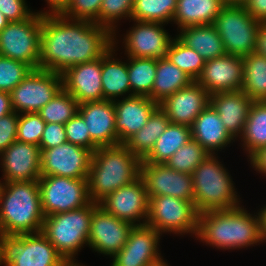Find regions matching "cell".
I'll list each match as a JSON object with an SVG mask.
<instances>
[{
  "label": "cell",
  "mask_w": 266,
  "mask_h": 266,
  "mask_svg": "<svg viewBox=\"0 0 266 266\" xmlns=\"http://www.w3.org/2000/svg\"><path fill=\"white\" fill-rule=\"evenodd\" d=\"M252 103L253 100L242 90L210 95V105L233 138L242 135Z\"/></svg>",
  "instance_id": "d4e9b609"
},
{
  "label": "cell",
  "mask_w": 266,
  "mask_h": 266,
  "mask_svg": "<svg viewBox=\"0 0 266 266\" xmlns=\"http://www.w3.org/2000/svg\"><path fill=\"white\" fill-rule=\"evenodd\" d=\"M102 57L68 68L63 72V88L79 104L102 101Z\"/></svg>",
  "instance_id": "7402d4cb"
},
{
  "label": "cell",
  "mask_w": 266,
  "mask_h": 266,
  "mask_svg": "<svg viewBox=\"0 0 266 266\" xmlns=\"http://www.w3.org/2000/svg\"><path fill=\"white\" fill-rule=\"evenodd\" d=\"M112 34L115 33L91 21L44 12L39 69L62 74L72 66L100 58L114 46Z\"/></svg>",
  "instance_id": "6da1fadb"
},
{
  "label": "cell",
  "mask_w": 266,
  "mask_h": 266,
  "mask_svg": "<svg viewBox=\"0 0 266 266\" xmlns=\"http://www.w3.org/2000/svg\"><path fill=\"white\" fill-rule=\"evenodd\" d=\"M224 5L223 0H177L173 20L180 29L212 25Z\"/></svg>",
  "instance_id": "83f0119b"
},
{
  "label": "cell",
  "mask_w": 266,
  "mask_h": 266,
  "mask_svg": "<svg viewBox=\"0 0 266 266\" xmlns=\"http://www.w3.org/2000/svg\"><path fill=\"white\" fill-rule=\"evenodd\" d=\"M102 1L103 0H71L70 4L61 15L71 20H87L99 25V12Z\"/></svg>",
  "instance_id": "7bdbcfd3"
},
{
  "label": "cell",
  "mask_w": 266,
  "mask_h": 266,
  "mask_svg": "<svg viewBox=\"0 0 266 266\" xmlns=\"http://www.w3.org/2000/svg\"><path fill=\"white\" fill-rule=\"evenodd\" d=\"M42 13L21 22H10L0 32V55L39 69Z\"/></svg>",
  "instance_id": "9c48e42d"
},
{
  "label": "cell",
  "mask_w": 266,
  "mask_h": 266,
  "mask_svg": "<svg viewBox=\"0 0 266 266\" xmlns=\"http://www.w3.org/2000/svg\"><path fill=\"white\" fill-rule=\"evenodd\" d=\"M18 113L11 112L0 118V154L17 140Z\"/></svg>",
  "instance_id": "f6af8a7d"
},
{
  "label": "cell",
  "mask_w": 266,
  "mask_h": 266,
  "mask_svg": "<svg viewBox=\"0 0 266 266\" xmlns=\"http://www.w3.org/2000/svg\"><path fill=\"white\" fill-rule=\"evenodd\" d=\"M160 266H168L166 263H163L162 265H160Z\"/></svg>",
  "instance_id": "91938a15"
},
{
  "label": "cell",
  "mask_w": 266,
  "mask_h": 266,
  "mask_svg": "<svg viewBox=\"0 0 266 266\" xmlns=\"http://www.w3.org/2000/svg\"><path fill=\"white\" fill-rule=\"evenodd\" d=\"M135 22L137 25L129 31L125 38L128 57L166 58L167 50L173 39L162 28V23Z\"/></svg>",
  "instance_id": "44dd1931"
},
{
  "label": "cell",
  "mask_w": 266,
  "mask_h": 266,
  "mask_svg": "<svg viewBox=\"0 0 266 266\" xmlns=\"http://www.w3.org/2000/svg\"><path fill=\"white\" fill-rule=\"evenodd\" d=\"M241 136L250 159L266 147V101H253Z\"/></svg>",
  "instance_id": "836d02e7"
},
{
  "label": "cell",
  "mask_w": 266,
  "mask_h": 266,
  "mask_svg": "<svg viewBox=\"0 0 266 266\" xmlns=\"http://www.w3.org/2000/svg\"><path fill=\"white\" fill-rule=\"evenodd\" d=\"M148 218L146 224L160 234L193 233L198 231V216L194 201L182 200L172 196H148Z\"/></svg>",
  "instance_id": "30bf717a"
},
{
  "label": "cell",
  "mask_w": 266,
  "mask_h": 266,
  "mask_svg": "<svg viewBox=\"0 0 266 266\" xmlns=\"http://www.w3.org/2000/svg\"><path fill=\"white\" fill-rule=\"evenodd\" d=\"M244 7L256 21L266 23V0H248Z\"/></svg>",
  "instance_id": "c3c4849f"
},
{
  "label": "cell",
  "mask_w": 266,
  "mask_h": 266,
  "mask_svg": "<svg viewBox=\"0 0 266 266\" xmlns=\"http://www.w3.org/2000/svg\"><path fill=\"white\" fill-rule=\"evenodd\" d=\"M99 203L45 217L41 233L53 244L57 252L70 265L84 244H88L92 213ZM73 258V259H72Z\"/></svg>",
  "instance_id": "8992f818"
},
{
  "label": "cell",
  "mask_w": 266,
  "mask_h": 266,
  "mask_svg": "<svg viewBox=\"0 0 266 266\" xmlns=\"http://www.w3.org/2000/svg\"><path fill=\"white\" fill-rule=\"evenodd\" d=\"M212 25L221 37L226 54L244 57L255 51L261 22L243 5H224Z\"/></svg>",
  "instance_id": "ba28073f"
},
{
  "label": "cell",
  "mask_w": 266,
  "mask_h": 266,
  "mask_svg": "<svg viewBox=\"0 0 266 266\" xmlns=\"http://www.w3.org/2000/svg\"><path fill=\"white\" fill-rule=\"evenodd\" d=\"M190 139H192L190 127L169 123L155 142L151 152L141 162L165 164Z\"/></svg>",
  "instance_id": "1f68e13d"
},
{
  "label": "cell",
  "mask_w": 266,
  "mask_h": 266,
  "mask_svg": "<svg viewBox=\"0 0 266 266\" xmlns=\"http://www.w3.org/2000/svg\"><path fill=\"white\" fill-rule=\"evenodd\" d=\"M2 155L5 182L38 181L42 151L38 145L14 141Z\"/></svg>",
  "instance_id": "d6986e66"
},
{
  "label": "cell",
  "mask_w": 266,
  "mask_h": 266,
  "mask_svg": "<svg viewBox=\"0 0 266 266\" xmlns=\"http://www.w3.org/2000/svg\"><path fill=\"white\" fill-rule=\"evenodd\" d=\"M196 82L210 95L219 92L240 91L243 84V57L225 54L205 61Z\"/></svg>",
  "instance_id": "ac0fdd59"
},
{
  "label": "cell",
  "mask_w": 266,
  "mask_h": 266,
  "mask_svg": "<svg viewBox=\"0 0 266 266\" xmlns=\"http://www.w3.org/2000/svg\"><path fill=\"white\" fill-rule=\"evenodd\" d=\"M10 21L0 12V32L4 27H6Z\"/></svg>",
  "instance_id": "9f6ffc18"
},
{
  "label": "cell",
  "mask_w": 266,
  "mask_h": 266,
  "mask_svg": "<svg viewBox=\"0 0 266 266\" xmlns=\"http://www.w3.org/2000/svg\"><path fill=\"white\" fill-rule=\"evenodd\" d=\"M4 266H70L41 233L1 237Z\"/></svg>",
  "instance_id": "52a82bcc"
},
{
  "label": "cell",
  "mask_w": 266,
  "mask_h": 266,
  "mask_svg": "<svg viewBox=\"0 0 266 266\" xmlns=\"http://www.w3.org/2000/svg\"><path fill=\"white\" fill-rule=\"evenodd\" d=\"M193 79L167 58L157 59L151 99L160 104L176 91L189 86Z\"/></svg>",
  "instance_id": "f1b7e54d"
},
{
  "label": "cell",
  "mask_w": 266,
  "mask_h": 266,
  "mask_svg": "<svg viewBox=\"0 0 266 266\" xmlns=\"http://www.w3.org/2000/svg\"><path fill=\"white\" fill-rule=\"evenodd\" d=\"M141 160L124 144L98 147L92 155L88 174L91 202L99 203L108 194L140 176Z\"/></svg>",
  "instance_id": "277c9868"
},
{
  "label": "cell",
  "mask_w": 266,
  "mask_h": 266,
  "mask_svg": "<svg viewBox=\"0 0 266 266\" xmlns=\"http://www.w3.org/2000/svg\"><path fill=\"white\" fill-rule=\"evenodd\" d=\"M169 123L167 114L159 106L144 127L131 136L124 145L142 161L151 152L155 142Z\"/></svg>",
  "instance_id": "f546056e"
},
{
  "label": "cell",
  "mask_w": 266,
  "mask_h": 266,
  "mask_svg": "<svg viewBox=\"0 0 266 266\" xmlns=\"http://www.w3.org/2000/svg\"><path fill=\"white\" fill-rule=\"evenodd\" d=\"M41 151V176L88 178L93 155L91 150L65 142Z\"/></svg>",
  "instance_id": "4fadbf2b"
},
{
  "label": "cell",
  "mask_w": 266,
  "mask_h": 266,
  "mask_svg": "<svg viewBox=\"0 0 266 266\" xmlns=\"http://www.w3.org/2000/svg\"><path fill=\"white\" fill-rule=\"evenodd\" d=\"M0 12L10 22H21L34 14L26 6L25 0H0Z\"/></svg>",
  "instance_id": "bcb514c9"
},
{
  "label": "cell",
  "mask_w": 266,
  "mask_h": 266,
  "mask_svg": "<svg viewBox=\"0 0 266 266\" xmlns=\"http://www.w3.org/2000/svg\"><path fill=\"white\" fill-rule=\"evenodd\" d=\"M65 132L67 142L85 147L92 152L98 148L91 141L85 121L79 113L65 123Z\"/></svg>",
  "instance_id": "ee69618b"
},
{
  "label": "cell",
  "mask_w": 266,
  "mask_h": 266,
  "mask_svg": "<svg viewBox=\"0 0 266 266\" xmlns=\"http://www.w3.org/2000/svg\"><path fill=\"white\" fill-rule=\"evenodd\" d=\"M127 63L129 83L133 95L147 96L151 99V92L156 74V58L128 57Z\"/></svg>",
  "instance_id": "e575fe53"
},
{
  "label": "cell",
  "mask_w": 266,
  "mask_h": 266,
  "mask_svg": "<svg viewBox=\"0 0 266 266\" xmlns=\"http://www.w3.org/2000/svg\"><path fill=\"white\" fill-rule=\"evenodd\" d=\"M194 205L197 212L227 210L238 207L232 180L216 157L209 155L192 172Z\"/></svg>",
  "instance_id": "5b68a950"
},
{
  "label": "cell",
  "mask_w": 266,
  "mask_h": 266,
  "mask_svg": "<svg viewBox=\"0 0 266 266\" xmlns=\"http://www.w3.org/2000/svg\"><path fill=\"white\" fill-rule=\"evenodd\" d=\"M78 113L84 119L91 141L97 147L118 145L114 101L84 102L79 104Z\"/></svg>",
  "instance_id": "cb8c5ba5"
},
{
  "label": "cell",
  "mask_w": 266,
  "mask_h": 266,
  "mask_svg": "<svg viewBox=\"0 0 266 266\" xmlns=\"http://www.w3.org/2000/svg\"><path fill=\"white\" fill-rule=\"evenodd\" d=\"M44 219L38 181L3 182L0 238L39 233Z\"/></svg>",
  "instance_id": "3957f363"
},
{
  "label": "cell",
  "mask_w": 266,
  "mask_h": 266,
  "mask_svg": "<svg viewBox=\"0 0 266 266\" xmlns=\"http://www.w3.org/2000/svg\"><path fill=\"white\" fill-rule=\"evenodd\" d=\"M248 0H223L225 5H245Z\"/></svg>",
  "instance_id": "11a10c76"
},
{
  "label": "cell",
  "mask_w": 266,
  "mask_h": 266,
  "mask_svg": "<svg viewBox=\"0 0 266 266\" xmlns=\"http://www.w3.org/2000/svg\"><path fill=\"white\" fill-rule=\"evenodd\" d=\"M133 227L98 205L92 213L88 245L100 253L113 256L127 243Z\"/></svg>",
  "instance_id": "e0dca14e"
},
{
  "label": "cell",
  "mask_w": 266,
  "mask_h": 266,
  "mask_svg": "<svg viewBox=\"0 0 266 266\" xmlns=\"http://www.w3.org/2000/svg\"><path fill=\"white\" fill-rule=\"evenodd\" d=\"M190 128L192 139L211 155L215 154L213 151L224 148L234 139L210 104L196 117Z\"/></svg>",
  "instance_id": "484cf974"
},
{
  "label": "cell",
  "mask_w": 266,
  "mask_h": 266,
  "mask_svg": "<svg viewBox=\"0 0 266 266\" xmlns=\"http://www.w3.org/2000/svg\"><path fill=\"white\" fill-rule=\"evenodd\" d=\"M178 39L197 51L205 61L226 54L221 37L213 25H197L180 29Z\"/></svg>",
  "instance_id": "4316f807"
},
{
  "label": "cell",
  "mask_w": 266,
  "mask_h": 266,
  "mask_svg": "<svg viewBox=\"0 0 266 266\" xmlns=\"http://www.w3.org/2000/svg\"><path fill=\"white\" fill-rule=\"evenodd\" d=\"M99 206L106 212L134 226L145 225L148 218L149 198L144 180L139 176L130 184L108 194L99 202ZM140 218H145V222L135 224L136 221L139 222Z\"/></svg>",
  "instance_id": "5bb4252c"
},
{
  "label": "cell",
  "mask_w": 266,
  "mask_h": 266,
  "mask_svg": "<svg viewBox=\"0 0 266 266\" xmlns=\"http://www.w3.org/2000/svg\"><path fill=\"white\" fill-rule=\"evenodd\" d=\"M67 142L65 124L46 123L39 147L50 149Z\"/></svg>",
  "instance_id": "7dc6e473"
},
{
  "label": "cell",
  "mask_w": 266,
  "mask_h": 266,
  "mask_svg": "<svg viewBox=\"0 0 266 266\" xmlns=\"http://www.w3.org/2000/svg\"><path fill=\"white\" fill-rule=\"evenodd\" d=\"M210 155L197 141L190 139L165 163L169 168L192 174L194 169Z\"/></svg>",
  "instance_id": "f35d334b"
},
{
  "label": "cell",
  "mask_w": 266,
  "mask_h": 266,
  "mask_svg": "<svg viewBox=\"0 0 266 266\" xmlns=\"http://www.w3.org/2000/svg\"><path fill=\"white\" fill-rule=\"evenodd\" d=\"M255 52L266 57V23H261L259 27Z\"/></svg>",
  "instance_id": "681fc988"
},
{
  "label": "cell",
  "mask_w": 266,
  "mask_h": 266,
  "mask_svg": "<svg viewBox=\"0 0 266 266\" xmlns=\"http://www.w3.org/2000/svg\"><path fill=\"white\" fill-rule=\"evenodd\" d=\"M253 101H266V57L255 51L243 57L241 89Z\"/></svg>",
  "instance_id": "d6a6232c"
},
{
  "label": "cell",
  "mask_w": 266,
  "mask_h": 266,
  "mask_svg": "<svg viewBox=\"0 0 266 266\" xmlns=\"http://www.w3.org/2000/svg\"><path fill=\"white\" fill-rule=\"evenodd\" d=\"M159 107L147 96L129 94L123 100H114L115 129L118 144H124L131 136L138 132L149 120L152 113Z\"/></svg>",
  "instance_id": "603a6c76"
},
{
  "label": "cell",
  "mask_w": 266,
  "mask_h": 266,
  "mask_svg": "<svg viewBox=\"0 0 266 266\" xmlns=\"http://www.w3.org/2000/svg\"><path fill=\"white\" fill-rule=\"evenodd\" d=\"M87 179L41 176L38 182L45 217L87 206L91 202Z\"/></svg>",
  "instance_id": "8fae6325"
},
{
  "label": "cell",
  "mask_w": 266,
  "mask_h": 266,
  "mask_svg": "<svg viewBox=\"0 0 266 266\" xmlns=\"http://www.w3.org/2000/svg\"><path fill=\"white\" fill-rule=\"evenodd\" d=\"M177 9V0H134L133 21L168 23Z\"/></svg>",
  "instance_id": "d590c367"
},
{
  "label": "cell",
  "mask_w": 266,
  "mask_h": 266,
  "mask_svg": "<svg viewBox=\"0 0 266 266\" xmlns=\"http://www.w3.org/2000/svg\"><path fill=\"white\" fill-rule=\"evenodd\" d=\"M140 176L146 185L148 196H172L193 201L194 187L191 174L169 168L166 164L141 162Z\"/></svg>",
  "instance_id": "9a60e30c"
},
{
  "label": "cell",
  "mask_w": 266,
  "mask_h": 266,
  "mask_svg": "<svg viewBox=\"0 0 266 266\" xmlns=\"http://www.w3.org/2000/svg\"><path fill=\"white\" fill-rule=\"evenodd\" d=\"M63 88L62 75L33 69L11 92L14 112L38 113Z\"/></svg>",
  "instance_id": "7c38bea8"
},
{
  "label": "cell",
  "mask_w": 266,
  "mask_h": 266,
  "mask_svg": "<svg viewBox=\"0 0 266 266\" xmlns=\"http://www.w3.org/2000/svg\"><path fill=\"white\" fill-rule=\"evenodd\" d=\"M160 233L153 227L134 226L128 236L127 243L114 254L111 266H160L163 263L158 253Z\"/></svg>",
  "instance_id": "2e32d148"
},
{
  "label": "cell",
  "mask_w": 266,
  "mask_h": 266,
  "mask_svg": "<svg viewBox=\"0 0 266 266\" xmlns=\"http://www.w3.org/2000/svg\"><path fill=\"white\" fill-rule=\"evenodd\" d=\"M260 220H261V232L263 240H266V207L262 208L259 212Z\"/></svg>",
  "instance_id": "db71d44e"
},
{
  "label": "cell",
  "mask_w": 266,
  "mask_h": 266,
  "mask_svg": "<svg viewBox=\"0 0 266 266\" xmlns=\"http://www.w3.org/2000/svg\"><path fill=\"white\" fill-rule=\"evenodd\" d=\"M210 104V94L196 81L176 91L159 104L170 123L190 127L196 117Z\"/></svg>",
  "instance_id": "ffe728a7"
},
{
  "label": "cell",
  "mask_w": 266,
  "mask_h": 266,
  "mask_svg": "<svg viewBox=\"0 0 266 266\" xmlns=\"http://www.w3.org/2000/svg\"><path fill=\"white\" fill-rule=\"evenodd\" d=\"M70 266H81V265L74 263V264H70Z\"/></svg>",
  "instance_id": "6f0895ef"
},
{
  "label": "cell",
  "mask_w": 266,
  "mask_h": 266,
  "mask_svg": "<svg viewBox=\"0 0 266 266\" xmlns=\"http://www.w3.org/2000/svg\"><path fill=\"white\" fill-rule=\"evenodd\" d=\"M13 112L10 93L0 91V118Z\"/></svg>",
  "instance_id": "816d5d0a"
},
{
  "label": "cell",
  "mask_w": 266,
  "mask_h": 266,
  "mask_svg": "<svg viewBox=\"0 0 266 266\" xmlns=\"http://www.w3.org/2000/svg\"><path fill=\"white\" fill-rule=\"evenodd\" d=\"M196 236L220 249L248 247L263 242L260 215L253 217L239 206L202 212Z\"/></svg>",
  "instance_id": "7a4b0ae2"
},
{
  "label": "cell",
  "mask_w": 266,
  "mask_h": 266,
  "mask_svg": "<svg viewBox=\"0 0 266 266\" xmlns=\"http://www.w3.org/2000/svg\"><path fill=\"white\" fill-rule=\"evenodd\" d=\"M47 2L50 5V14H61L70 4L71 0H47Z\"/></svg>",
  "instance_id": "f5cc1de1"
},
{
  "label": "cell",
  "mask_w": 266,
  "mask_h": 266,
  "mask_svg": "<svg viewBox=\"0 0 266 266\" xmlns=\"http://www.w3.org/2000/svg\"><path fill=\"white\" fill-rule=\"evenodd\" d=\"M166 58L189 75L193 81H196L205 65L202 56L197 51L187 47L178 38L171 41Z\"/></svg>",
  "instance_id": "8d00e7d4"
},
{
  "label": "cell",
  "mask_w": 266,
  "mask_h": 266,
  "mask_svg": "<svg viewBox=\"0 0 266 266\" xmlns=\"http://www.w3.org/2000/svg\"><path fill=\"white\" fill-rule=\"evenodd\" d=\"M134 0H103L99 12V25L105 26L114 33V22L122 17H130Z\"/></svg>",
  "instance_id": "b9f144b4"
},
{
  "label": "cell",
  "mask_w": 266,
  "mask_h": 266,
  "mask_svg": "<svg viewBox=\"0 0 266 266\" xmlns=\"http://www.w3.org/2000/svg\"><path fill=\"white\" fill-rule=\"evenodd\" d=\"M2 186H3V183L0 182V193H1Z\"/></svg>",
  "instance_id": "680465c9"
},
{
  "label": "cell",
  "mask_w": 266,
  "mask_h": 266,
  "mask_svg": "<svg viewBox=\"0 0 266 266\" xmlns=\"http://www.w3.org/2000/svg\"><path fill=\"white\" fill-rule=\"evenodd\" d=\"M79 102L62 88L38 114L46 123L65 124L78 113Z\"/></svg>",
  "instance_id": "74e56055"
},
{
  "label": "cell",
  "mask_w": 266,
  "mask_h": 266,
  "mask_svg": "<svg viewBox=\"0 0 266 266\" xmlns=\"http://www.w3.org/2000/svg\"><path fill=\"white\" fill-rule=\"evenodd\" d=\"M250 160L257 171L266 174V147L256 153Z\"/></svg>",
  "instance_id": "f907efd6"
},
{
  "label": "cell",
  "mask_w": 266,
  "mask_h": 266,
  "mask_svg": "<svg viewBox=\"0 0 266 266\" xmlns=\"http://www.w3.org/2000/svg\"><path fill=\"white\" fill-rule=\"evenodd\" d=\"M113 46L102 56L103 100L114 101L126 92H131L127 63L112 58ZM113 60H111V59Z\"/></svg>",
  "instance_id": "4dcf8cb0"
},
{
  "label": "cell",
  "mask_w": 266,
  "mask_h": 266,
  "mask_svg": "<svg viewBox=\"0 0 266 266\" xmlns=\"http://www.w3.org/2000/svg\"><path fill=\"white\" fill-rule=\"evenodd\" d=\"M45 124L38 113L18 114L17 141L39 146Z\"/></svg>",
  "instance_id": "60d3db41"
},
{
  "label": "cell",
  "mask_w": 266,
  "mask_h": 266,
  "mask_svg": "<svg viewBox=\"0 0 266 266\" xmlns=\"http://www.w3.org/2000/svg\"><path fill=\"white\" fill-rule=\"evenodd\" d=\"M32 70L25 62L0 55V91L10 93Z\"/></svg>",
  "instance_id": "ab89813d"
}]
</instances>
